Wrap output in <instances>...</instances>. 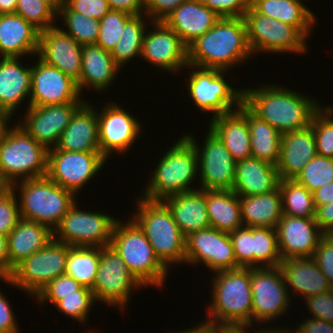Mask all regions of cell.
<instances>
[{
    "mask_svg": "<svg viewBox=\"0 0 333 333\" xmlns=\"http://www.w3.org/2000/svg\"><path fill=\"white\" fill-rule=\"evenodd\" d=\"M282 215L315 218L313 193L294 179H280Z\"/></svg>",
    "mask_w": 333,
    "mask_h": 333,
    "instance_id": "40",
    "label": "cell"
},
{
    "mask_svg": "<svg viewBox=\"0 0 333 333\" xmlns=\"http://www.w3.org/2000/svg\"><path fill=\"white\" fill-rule=\"evenodd\" d=\"M168 150L154 169L143 198L163 201L176 194L195 191L189 187L199 170L195 146L182 136Z\"/></svg>",
    "mask_w": 333,
    "mask_h": 333,
    "instance_id": "4",
    "label": "cell"
},
{
    "mask_svg": "<svg viewBox=\"0 0 333 333\" xmlns=\"http://www.w3.org/2000/svg\"><path fill=\"white\" fill-rule=\"evenodd\" d=\"M38 57L76 82L80 78L82 45L56 26L40 32Z\"/></svg>",
    "mask_w": 333,
    "mask_h": 333,
    "instance_id": "23",
    "label": "cell"
},
{
    "mask_svg": "<svg viewBox=\"0 0 333 333\" xmlns=\"http://www.w3.org/2000/svg\"><path fill=\"white\" fill-rule=\"evenodd\" d=\"M152 23L155 28L150 33L145 32L141 57L171 73L185 68L188 65L187 46L163 21Z\"/></svg>",
    "mask_w": 333,
    "mask_h": 333,
    "instance_id": "21",
    "label": "cell"
},
{
    "mask_svg": "<svg viewBox=\"0 0 333 333\" xmlns=\"http://www.w3.org/2000/svg\"><path fill=\"white\" fill-rule=\"evenodd\" d=\"M237 264L254 268L253 227H240L229 233Z\"/></svg>",
    "mask_w": 333,
    "mask_h": 333,
    "instance_id": "49",
    "label": "cell"
},
{
    "mask_svg": "<svg viewBox=\"0 0 333 333\" xmlns=\"http://www.w3.org/2000/svg\"><path fill=\"white\" fill-rule=\"evenodd\" d=\"M243 103L281 135L311 126L321 108L317 101L276 85L243 89Z\"/></svg>",
    "mask_w": 333,
    "mask_h": 333,
    "instance_id": "2",
    "label": "cell"
},
{
    "mask_svg": "<svg viewBox=\"0 0 333 333\" xmlns=\"http://www.w3.org/2000/svg\"><path fill=\"white\" fill-rule=\"evenodd\" d=\"M131 17L132 15L126 12L110 10L99 21L100 30L96 44L112 52L122 37L126 22Z\"/></svg>",
    "mask_w": 333,
    "mask_h": 333,
    "instance_id": "45",
    "label": "cell"
},
{
    "mask_svg": "<svg viewBox=\"0 0 333 333\" xmlns=\"http://www.w3.org/2000/svg\"><path fill=\"white\" fill-rule=\"evenodd\" d=\"M251 54L244 18H221L187 46V66L192 70L201 67L227 71L244 63Z\"/></svg>",
    "mask_w": 333,
    "mask_h": 333,
    "instance_id": "1",
    "label": "cell"
},
{
    "mask_svg": "<svg viewBox=\"0 0 333 333\" xmlns=\"http://www.w3.org/2000/svg\"><path fill=\"white\" fill-rule=\"evenodd\" d=\"M11 119V116L7 114L1 107H0V136L6 130L8 123Z\"/></svg>",
    "mask_w": 333,
    "mask_h": 333,
    "instance_id": "66",
    "label": "cell"
},
{
    "mask_svg": "<svg viewBox=\"0 0 333 333\" xmlns=\"http://www.w3.org/2000/svg\"><path fill=\"white\" fill-rule=\"evenodd\" d=\"M184 136L195 146L198 168H200V189L232 190L237 162L219 137L209 128L201 149L196 143L195 137L193 138L192 135L188 134Z\"/></svg>",
    "mask_w": 333,
    "mask_h": 333,
    "instance_id": "15",
    "label": "cell"
},
{
    "mask_svg": "<svg viewBox=\"0 0 333 333\" xmlns=\"http://www.w3.org/2000/svg\"><path fill=\"white\" fill-rule=\"evenodd\" d=\"M20 216L48 226L52 231L76 202L75 194L52 181L47 175L21 180Z\"/></svg>",
    "mask_w": 333,
    "mask_h": 333,
    "instance_id": "7",
    "label": "cell"
},
{
    "mask_svg": "<svg viewBox=\"0 0 333 333\" xmlns=\"http://www.w3.org/2000/svg\"><path fill=\"white\" fill-rule=\"evenodd\" d=\"M119 69L111 52L97 44L83 45L81 74L76 82L80 94L84 87L91 85L98 92L108 89Z\"/></svg>",
    "mask_w": 333,
    "mask_h": 333,
    "instance_id": "32",
    "label": "cell"
},
{
    "mask_svg": "<svg viewBox=\"0 0 333 333\" xmlns=\"http://www.w3.org/2000/svg\"><path fill=\"white\" fill-rule=\"evenodd\" d=\"M100 261V247L70 246L65 273L83 287L92 289Z\"/></svg>",
    "mask_w": 333,
    "mask_h": 333,
    "instance_id": "39",
    "label": "cell"
},
{
    "mask_svg": "<svg viewBox=\"0 0 333 333\" xmlns=\"http://www.w3.org/2000/svg\"><path fill=\"white\" fill-rule=\"evenodd\" d=\"M84 102L45 106H29L20 126L47 149L54 148L75 111ZM53 147H52V146Z\"/></svg>",
    "mask_w": 333,
    "mask_h": 333,
    "instance_id": "20",
    "label": "cell"
},
{
    "mask_svg": "<svg viewBox=\"0 0 333 333\" xmlns=\"http://www.w3.org/2000/svg\"><path fill=\"white\" fill-rule=\"evenodd\" d=\"M106 160L101 152L48 150L46 175L56 184L77 194Z\"/></svg>",
    "mask_w": 333,
    "mask_h": 333,
    "instance_id": "16",
    "label": "cell"
},
{
    "mask_svg": "<svg viewBox=\"0 0 333 333\" xmlns=\"http://www.w3.org/2000/svg\"><path fill=\"white\" fill-rule=\"evenodd\" d=\"M57 16H63V22L68 28L65 33L80 45L96 44L100 30L99 20L71 11L66 5L59 10Z\"/></svg>",
    "mask_w": 333,
    "mask_h": 333,
    "instance_id": "43",
    "label": "cell"
},
{
    "mask_svg": "<svg viewBox=\"0 0 333 333\" xmlns=\"http://www.w3.org/2000/svg\"><path fill=\"white\" fill-rule=\"evenodd\" d=\"M18 60L2 58L0 63V107L11 117L31 91V68L22 67Z\"/></svg>",
    "mask_w": 333,
    "mask_h": 333,
    "instance_id": "33",
    "label": "cell"
},
{
    "mask_svg": "<svg viewBox=\"0 0 333 333\" xmlns=\"http://www.w3.org/2000/svg\"><path fill=\"white\" fill-rule=\"evenodd\" d=\"M253 253L254 268L280 265L282 257L278 247L276 229L253 227Z\"/></svg>",
    "mask_w": 333,
    "mask_h": 333,
    "instance_id": "42",
    "label": "cell"
},
{
    "mask_svg": "<svg viewBox=\"0 0 333 333\" xmlns=\"http://www.w3.org/2000/svg\"><path fill=\"white\" fill-rule=\"evenodd\" d=\"M142 286L112 247L100 248L98 272L91 289L95 300L124 309L131 291Z\"/></svg>",
    "mask_w": 333,
    "mask_h": 333,
    "instance_id": "13",
    "label": "cell"
},
{
    "mask_svg": "<svg viewBox=\"0 0 333 333\" xmlns=\"http://www.w3.org/2000/svg\"><path fill=\"white\" fill-rule=\"evenodd\" d=\"M211 227L232 233L243 227L239 195L232 190H203Z\"/></svg>",
    "mask_w": 333,
    "mask_h": 333,
    "instance_id": "37",
    "label": "cell"
},
{
    "mask_svg": "<svg viewBox=\"0 0 333 333\" xmlns=\"http://www.w3.org/2000/svg\"><path fill=\"white\" fill-rule=\"evenodd\" d=\"M250 5L255 1V0H248Z\"/></svg>",
    "mask_w": 333,
    "mask_h": 333,
    "instance_id": "70",
    "label": "cell"
},
{
    "mask_svg": "<svg viewBox=\"0 0 333 333\" xmlns=\"http://www.w3.org/2000/svg\"><path fill=\"white\" fill-rule=\"evenodd\" d=\"M187 0H145V15L150 21H164L180 4Z\"/></svg>",
    "mask_w": 333,
    "mask_h": 333,
    "instance_id": "56",
    "label": "cell"
},
{
    "mask_svg": "<svg viewBox=\"0 0 333 333\" xmlns=\"http://www.w3.org/2000/svg\"><path fill=\"white\" fill-rule=\"evenodd\" d=\"M313 318L333 323V289L305 299Z\"/></svg>",
    "mask_w": 333,
    "mask_h": 333,
    "instance_id": "54",
    "label": "cell"
},
{
    "mask_svg": "<svg viewBox=\"0 0 333 333\" xmlns=\"http://www.w3.org/2000/svg\"><path fill=\"white\" fill-rule=\"evenodd\" d=\"M53 239V231L46 225L21 218L7 236L8 277L22 260L44 248Z\"/></svg>",
    "mask_w": 333,
    "mask_h": 333,
    "instance_id": "30",
    "label": "cell"
},
{
    "mask_svg": "<svg viewBox=\"0 0 333 333\" xmlns=\"http://www.w3.org/2000/svg\"><path fill=\"white\" fill-rule=\"evenodd\" d=\"M294 180L306 187L311 193L333 182V158L317 154L296 175Z\"/></svg>",
    "mask_w": 333,
    "mask_h": 333,
    "instance_id": "44",
    "label": "cell"
},
{
    "mask_svg": "<svg viewBox=\"0 0 333 333\" xmlns=\"http://www.w3.org/2000/svg\"><path fill=\"white\" fill-rule=\"evenodd\" d=\"M15 13L24 18L39 32L55 26L53 21L57 16V13L42 0H17Z\"/></svg>",
    "mask_w": 333,
    "mask_h": 333,
    "instance_id": "46",
    "label": "cell"
},
{
    "mask_svg": "<svg viewBox=\"0 0 333 333\" xmlns=\"http://www.w3.org/2000/svg\"><path fill=\"white\" fill-rule=\"evenodd\" d=\"M239 201L242 222L246 227L275 229L282 217V195L279 187L265 194L239 195Z\"/></svg>",
    "mask_w": 333,
    "mask_h": 333,
    "instance_id": "35",
    "label": "cell"
},
{
    "mask_svg": "<svg viewBox=\"0 0 333 333\" xmlns=\"http://www.w3.org/2000/svg\"><path fill=\"white\" fill-rule=\"evenodd\" d=\"M245 326H221V333H246Z\"/></svg>",
    "mask_w": 333,
    "mask_h": 333,
    "instance_id": "67",
    "label": "cell"
},
{
    "mask_svg": "<svg viewBox=\"0 0 333 333\" xmlns=\"http://www.w3.org/2000/svg\"><path fill=\"white\" fill-rule=\"evenodd\" d=\"M321 107L314 115L311 127L318 155L333 158V108Z\"/></svg>",
    "mask_w": 333,
    "mask_h": 333,
    "instance_id": "47",
    "label": "cell"
},
{
    "mask_svg": "<svg viewBox=\"0 0 333 333\" xmlns=\"http://www.w3.org/2000/svg\"><path fill=\"white\" fill-rule=\"evenodd\" d=\"M279 267L286 286L292 287V292L300 293L304 299L333 289L313 257L283 259Z\"/></svg>",
    "mask_w": 333,
    "mask_h": 333,
    "instance_id": "29",
    "label": "cell"
},
{
    "mask_svg": "<svg viewBox=\"0 0 333 333\" xmlns=\"http://www.w3.org/2000/svg\"><path fill=\"white\" fill-rule=\"evenodd\" d=\"M215 274L211 299L213 303L208 307L209 316L212 317L208 316L207 320L215 326L250 328L252 325L250 267L218 271Z\"/></svg>",
    "mask_w": 333,
    "mask_h": 333,
    "instance_id": "3",
    "label": "cell"
},
{
    "mask_svg": "<svg viewBox=\"0 0 333 333\" xmlns=\"http://www.w3.org/2000/svg\"><path fill=\"white\" fill-rule=\"evenodd\" d=\"M275 229L282 260L313 257L320 239L325 235L315 218L282 215Z\"/></svg>",
    "mask_w": 333,
    "mask_h": 333,
    "instance_id": "22",
    "label": "cell"
},
{
    "mask_svg": "<svg viewBox=\"0 0 333 333\" xmlns=\"http://www.w3.org/2000/svg\"><path fill=\"white\" fill-rule=\"evenodd\" d=\"M13 182L0 169V198L13 191Z\"/></svg>",
    "mask_w": 333,
    "mask_h": 333,
    "instance_id": "64",
    "label": "cell"
},
{
    "mask_svg": "<svg viewBox=\"0 0 333 333\" xmlns=\"http://www.w3.org/2000/svg\"><path fill=\"white\" fill-rule=\"evenodd\" d=\"M226 71L211 68H197L189 77L187 89L200 111L213 112V117L230 113L233 105L243 103V90L233 89L224 74Z\"/></svg>",
    "mask_w": 333,
    "mask_h": 333,
    "instance_id": "12",
    "label": "cell"
},
{
    "mask_svg": "<svg viewBox=\"0 0 333 333\" xmlns=\"http://www.w3.org/2000/svg\"><path fill=\"white\" fill-rule=\"evenodd\" d=\"M177 333H221V326H215L207 320L205 323L202 322V324L200 323V325L194 326L192 329Z\"/></svg>",
    "mask_w": 333,
    "mask_h": 333,
    "instance_id": "63",
    "label": "cell"
},
{
    "mask_svg": "<svg viewBox=\"0 0 333 333\" xmlns=\"http://www.w3.org/2000/svg\"><path fill=\"white\" fill-rule=\"evenodd\" d=\"M251 6L262 15L296 27L306 38L316 21L301 0H255Z\"/></svg>",
    "mask_w": 333,
    "mask_h": 333,
    "instance_id": "38",
    "label": "cell"
},
{
    "mask_svg": "<svg viewBox=\"0 0 333 333\" xmlns=\"http://www.w3.org/2000/svg\"><path fill=\"white\" fill-rule=\"evenodd\" d=\"M237 109L213 117L209 126L236 162L252 157L249 125L247 119Z\"/></svg>",
    "mask_w": 333,
    "mask_h": 333,
    "instance_id": "34",
    "label": "cell"
},
{
    "mask_svg": "<svg viewBox=\"0 0 333 333\" xmlns=\"http://www.w3.org/2000/svg\"><path fill=\"white\" fill-rule=\"evenodd\" d=\"M279 183L280 177L276 165L249 157L236 163L232 191L243 196L265 194L277 189Z\"/></svg>",
    "mask_w": 333,
    "mask_h": 333,
    "instance_id": "28",
    "label": "cell"
},
{
    "mask_svg": "<svg viewBox=\"0 0 333 333\" xmlns=\"http://www.w3.org/2000/svg\"><path fill=\"white\" fill-rule=\"evenodd\" d=\"M163 202L185 237L190 233L211 227L207 213L206 193L203 190L196 189L176 194L165 198Z\"/></svg>",
    "mask_w": 333,
    "mask_h": 333,
    "instance_id": "31",
    "label": "cell"
},
{
    "mask_svg": "<svg viewBox=\"0 0 333 333\" xmlns=\"http://www.w3.org/2000/svg\"><path fill=\"white\" fill-rule=\"evenodd\" d=\"M264 329V330H263ZM262 330H260L258 333H291V331L289 332L288 330L289 329H285V330H283V329H281L280 330V328L279 329H274V330H272V329H269V328H263Z\"/></svg>",
    "mask_w": 333,
    "mask_h": 333,
    "instance_id": "69",
    "label": "cell"
},
{
    "mask_svg": "<svg viewBox=\"0 0 333 333\" xmlns=\"http://www.w3.org/2000/svg\"><path fill=\"white\" fill-rule=\"evenodd\" d=\"M315 221L324 234H333V202L316 208Z\"/></svg>",
    "mask_w": 333,
    "mask_h": 333,
    "instance_id": "58",
    "label": "cell"
},
{
    "mask_svg": "<svg viewBox=\"0 0 333 333\" xmlns=\"http://www.w3.org/2000/svg\"><path fill=\"white\" fill-rule=\"evenodd\" d=\"M76 204L55 228L53 238L75 247L109 246L117 220L102 213L81 211Z\"/></svg>",
    "mask_w": 333,
    "mask_h": 333,
    "instance_id": "11",
    "label": "cell"
},
{
    "mask_svg": "<svg viewBox=\"0 0 333 333\" xmlns=\"http://www.w3.org/2000/svg\"><path fill=\"white\" fill-rule=\"evenodd\" d=\"M98 111L86 101L75 111L58 144L48 150L100 152Z\"/></svg>",
    "mask_w": 333,
    "mask_h": 333,
    "instance_id": "24",
    "label": "cell"
},
{
    "mask_svg": "<svg viewBox=\"0 0 333 333\" xmlns=\"http://www.w3.org/2000/svg\"><path fill=\"white\" fill-rule=\"evenodd\" d=\"M17 327L12 308L0 292V333H19Z\"/></svg>",
    "mask_w": 333,
    "mask_h": 333,
    "instance_id": "57",
    "label": "cell"
},
{
    "mask_svg": "<svg viewBox=\"0 0 333 333\" xmlns=\"http://www.w3.org/2000/svg\"><path fill=\"white\" fill-rule=\"evenodd\" d=\"M114 226L110 247L123 259L129 271L143 285L163 286L168 269L156 256L144 231L133 220Z\"/></svg>",
    "mask_w": 333,
    "mask_h": 333,
    "instance_id": "6",
    "label": "cell"
},
{
    "mask_svg": "<svg viewBox=\"0 0 333 333\" xmlns=\"http://www.w3.org/2000/svg\"><path fill=\"white\" fill-rule=\"evenodd\" d=\"M237 110L247 119L249 125L252 157L277 165L282 135L256 116L244 103Z\"/></svg>",
    "mask_w": 333,
    "mask_h": 333,
    "instance_id": "36",
    "label": "cell"
},
{
    "mask_svg": "<svg viewBox=\"0 0 333 333\" xmlns=\"http://www.w3.org/2000/svg\"><path fill=\"white\" fill-rule=\"evenodd\" d=\"M38 60L31 67L29 106L83 102L75 80L40 58Z\"/></svg>",
    "mask_w": 333,
    "mask_h": 333,
    "instance_id": "18",
    "label": "cell"
},
{
    "mask_svg": "<svg viewBox=\"0 0 333 333\" xmlns=\"http://www.w3.org/2000/svg\"><path fill=\"white\" fill-rule=\"evenodd\" d=\"M111 10L126 12L132 16L140 15L145 9V0H107Z\"/></svg>",
    "mask_w": 333,
    "mask_h": 333,
    "instance_id": "60",
    "label": "cell"
},
{
    "mask_svg": "<svg viewBox=\"0 0 333 333\" xmlns=\"http://www.w3.org/2000/svg\"><path fill=\"white\" fill-rule=\"evenodd\" d=\"M315 207L333 202V182H330L313 192Z\"/></svg>",
    "mask_w": 333,
    "mask_h": 333,
    "instance_id": "61",
    "label": "cell"
},
{
    "mask_svg": "<svg viewBox=\"0 0 333 333\" xmlns=\"http://www.w3.org/2000/svg\"><path fill=\"white\" fill-rule=\"evenodd\" d=\"M293 331L295 333H333V323L312 317L302 322V324L295 330L293 329Z\"/></svg>",
    "mask_w": 333,
    "mask_h": 333,
    "instance_id": "59",
    "label": "cell"
},
{
    "mask_svg": "<svg viewBox=\"0 0 333 333\" xmlns=\"http://www.w3.org/2000/svg\"><path fill=\"white\" fill-rule=\"evenodd\" d=\"M185 262H203L214 272L240 268L229 233L213 227L190 233L186 237Z\"/></svg>",
    "mask_w": 333,
    "mask_h": 333,
    "instance_id": "17",
    "label": "cell"
},
{
    "mask_svg": "<svg viewBox=\"0 0 333 333\" xmlns=\"http://www.w3.org/2000/svg\"><path fill=\"white\" fill-rule=\"evenodd\" d=\"M247 40L252 53H304L307 39L296 27L257 12L251 5L245 12Z\"/></svg>",
    "mask_w": 333,
    "mask_h": 333,
    "instance_id": "10",
    "label": "cell"
},
{
    "mask_svg": "<svg viewBox=\"0 0 333 333\" xmlns=\"http://www.w3.org/2000/svg\"><path fill=\"white\" fill-rule=\"evenodd\" d=\"M97 116L99 148L105 158L113 151H128L140 135V122L116 103L106 105Z\"/></svg>",
    "mask_w": 333,
    "mask_h": 333,
    "instance_id": "19",
    "label": "cell"
},
{
    "mask_svg": "<svg viewBox=\"0 0 333 333\" xmlns=\"http://www.w3.org/2000/svg\"><path fill=\"white\" fill-rule=\"evenodd\" d=\"M81 287L82 285L71 276L63 274L52 280L36 297L40 303L50 301L55 306L61 300V296L77 294Z\"/></svg>",
    "mask_w": 333,
    "mask_h": 333,
    "instance_id": "50",
    "label": "cell"
},
{
    "mask_svg": "<svg viewBox=\"0 0 333 333\" xmlns=\"http://www.w3.org/2000/svg\"><path fill=\"white\" fill-rule=\"evenodd\" d=\"M17 0H0V14L15 13Z\"/></svg>",
    "mask_w": 333,
    "mask_h": 333,
    "instance_id": "65",
    "label": "cell"
},
{
    "mask_svg": "<svg viewBox=\"0 0 333 333\" xmlns=\"http://www.w3.org/2000/svg\"><path fill=\"white\" fill-rule=\"evenodd\" d=\"M142 14L132 16L125 24L120 41L111 52L115 64L120 68L136 57L141 56L143 38L145 35L146 25L144 26Z\"/></svg>",
    "mask_w": 333,
    "mask_h": 333,
    "instance_id": "41",
    "label": "cell"
},
{
    "mask_svg": "<svg viewBox=\"0 0 333 333\" xmlns=\"http://www.w3.org/2000/svg\"><path fill=\"white\" fill-rule=\"evenodd\" d=\"M95 303V298L91 289L81 287L77 294L61 296V300L55 305L63 314L74 318L79 322H84L90 312L91 306Z\"/></svg>",
    "mask_w": 333,
    "mask_h": 333,
    "instance_id": "48",
    "label": "cell"
},
{
    "mask_svg": "<svg viewBox=\"0 0 333 333\" xmlns=\"http://www.w3.org/2000/svg\"><path fill=\"white\" fill-rule=\"evenodd\" d=\"M221 18L243 17L249 9L248 0H201Z\"/></svg>",
    "mask_w": 333,
    "mask_h": 333,
    "instance_id": "53",
    "label": "cell"
},
{
    "mask_svg": "<svg viewBox=\"0 0 333 333\" xmlns=\"http://www.w3.org/2000/svg\"><path fill=\"white\" fill-rule=\"evenodd\" d=\"M8 278L7 236L0 234V279Z\"/></svg>",
    "mask_w": 333,
    "mask_h": 333,
    "instance_id": "62",
    "label": "cell"
},
{
    "mask_svg": "<svg viewBox=\"0 0 333 333\" xmlns=\"http://www.w3.org/2000/svg\"><path fill=\"white\" fill-rule=\"evenodd\" d=\"M221 19L201 0H187L163 21L188 46Z\"/></svg>",
    "mask_w": 333,
    "mask_h": 333,
    "instance_id": "25",
    "label": "cell"
},
{
    "mask_svg": "<svg viewBox=\"0 0 333 333\" xmlns=\"http://www.w3.org/2000/svg\"><path fill=\"white\" fill-rule=\"evenodd\" d=\"M317 155L311 126L282 134L280 158L276 165L280 179H294Z\"/></svg>",
    "mask_w": 333,
    "mask_h": 333,
    "instance_id": "26",
    "label": "cell"
},
{
    "mask_svg": "<svg viewBox=\"0 0 333 333\" xmlns=\"http://www.w3.org/2000/svg\"><path fill=\"white\" fill-rule=\"evenodd\" d=\"M69 245L54 238L42 249L16 265L1 279L30 295H37L52 280L65 273Z\"/></svg>",
    "mask_w": 333,
    "mask_h": 333,
    "instance_id": "9",
    "label": "cell"
},
{
    "mask_svg": "<svg viewBox=\"0 0 333 333\" xmlns=\"http://www.w3.org/2000/svg\"><path fill=\"white\" fill-rule=\"evenodd\" d=\"M39 34L29 22L16 13L0 14V54L2 58L38 53Z\"/></svg>",
    "mask_w": 333,
    "mask_h": 333,
    "instance_id": "27",
    "label": "cell"
},
{
    "mask_svg": "<svg viewBox=\"0 0 333 333\" xmlns=\"http://www.w3.org/2000/svg\"><path fill=\"white\" fill-rule=\"evenodd\" d=\"M65 5L71 11L99 21L111 10L107 0H66Z\"/></svg>",
    "mask_w": 333,
    "mask_h": 333,
    "instance_id": "55",
    "label": "cell"
},
{
    "mask_svg": "<svg viewBox=\"0 0 333 333\" xmlns=\"http://www.w3.org/2000/svg\"><path fill=\"white\" fill-rule=\"evenodd\" d=\"M250 278L252 324L253 321L265 323L283 315L289 307L290 296L280 267L250 268Z\"/></svg>",
    "mask_w": 333,
    "mask_h": 333,
    "instance_id": "14",
    "label": "cell"
},
{
    "mask_svg": "<svg viewBox=\"0 0 333 333\" xmlns=\"http://www.w3.org/2000/svg\"><path fill=\"white\" fill-rule=\"evenodd\" d=\"M140 197L133 219L144 231L156 256L167 268L169 264L185 262V239L163 201Z\"/></svg>",
    "mask_w": 333,
    "mask_h": 333,
    "instance_id": "5",
    "label": "cell"
},
{
    "mask_svg": "<svg viewBox=\"0 0 333 333\" xmlns=\"http://www.w3.org/2000/svg\"><path fill=\"white\" fill-rule=\"evenodd\" d=\"M47 161L48 149L20 125L7 126L0 136V169L13 183L46 176Z\"/></svg>",
    "mask_w": 333,
    "mask_h": 333,
    "instance_id": "8",
    "label": "cell"
},
{
    "mask_svg": "<svg viewBox=\"0 0 333 333\" xmlns=\"http://www.w3.org/2000/svg\"><path fill=\"white\" fill-rule=\"evenodd\" d=\"M15 185L17 184H13L12 192L0 198V234L5 236H8L21 220Z\"/></svg>",
    "mask_w": 333,
    "mask_h": 333,
    "instance_id": "51",
    "label": "cell"
},
{
    "mask_svg": "<svg viewBox=\"0 0 333 333\" xmlns=\"http://www.w3.org/2000/svg\"><path fill=\"white\" fill-rule=\"evenodd\" d=\"M48 4L56 13L66 4V0H42Z\"/></svg>",
    "mask_w": 333,
    "mask_h": 333,
    "instance_id": "68",
    "label": "cell"
},
{
    "mask_svg": "<svg viewBox=\"0 0 333 333\" xmlns=\"http://www.w3.org/2000/svg\"><path fill=\"white\" fill-rule=\"evenodd\" d=\"M313 258L333 288V234H325L320 239Z\"/></svg>",
    "mask_w": 333,
    "mask_h": 333,
    "instance_id": "52",
    "label": "cell"
}]
</instances>
